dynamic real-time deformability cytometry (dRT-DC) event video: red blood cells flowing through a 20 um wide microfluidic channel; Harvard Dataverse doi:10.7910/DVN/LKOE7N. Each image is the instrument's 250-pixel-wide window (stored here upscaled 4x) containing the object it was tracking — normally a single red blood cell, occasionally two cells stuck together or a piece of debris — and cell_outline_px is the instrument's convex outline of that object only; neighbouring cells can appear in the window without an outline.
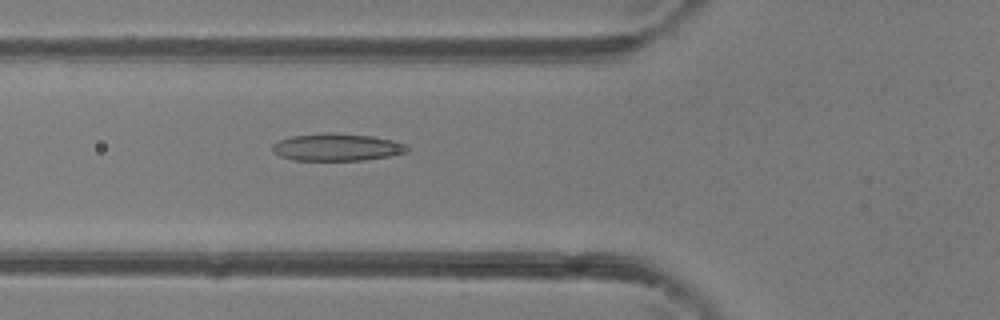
{"species": "common noctule bat (a hibernating species)", "species_latin": "Nyctalus noctula", "temperature_condition": "room temperature", "stored_images_in_passage": 42, "camera_frame_rate_fps": 3000, "um_per_image_px": 0.085, "animal": {"sex": "female"}, "frame": {"image": 1, "passage_image": 13, "time_ms": 4.0, "image_size_px": [1000, 320], "cell_outline_px": [[408, 152], [388, 156], [364, 160], [292, 160], [280, 156], [272, 152], [272, 144], [280, 140], [292, 136], [324, 132], [332, 132], [372, 136], [392, 140], [404, 144], [408, 148]], "centroid_in_image_um": [28.6, 12.51], "position_along_channel_um": 97.2, "area_um2": 21.5}}
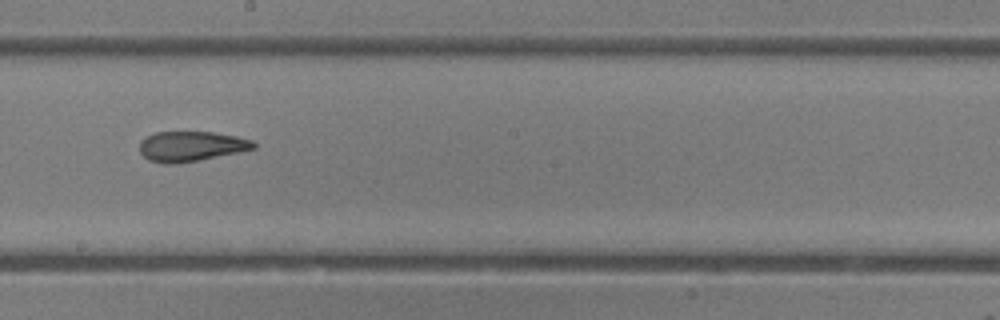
{"frame": {"image": 2, "passage_image": 22, "time_ms": 7.0, "image_size_px": [1000, 320], "cell_outline_px": [[256, 148], [240, 152], [176, 164], [164, 164], [148, 160], [140, 152], [140, 140], [156, 132], [212, 132], [236, 136], [252, 140], [256, 144]], "centroid_in_image_um": [16.24, 12.44], "position_along_channel_um": 232.0, "area_um2": 19.94}}
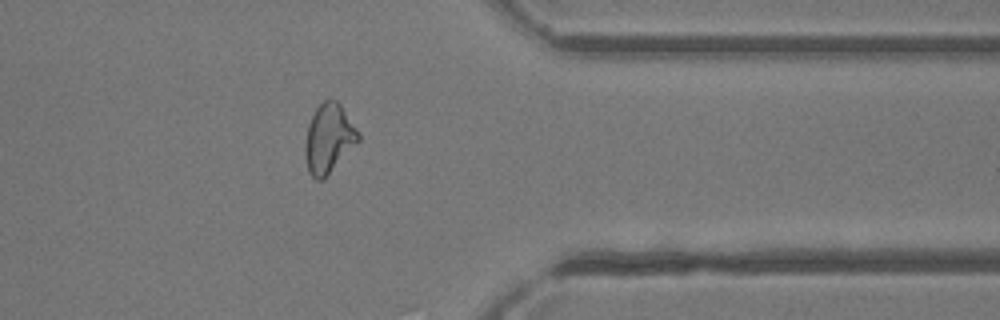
{"frame": {"image": 3, "passage_image": 33, "time_ms": 10.667, "image_size_px": [1000, 320], "cell_outline_px": [[360, 140], [324, 180], [316, 180], [308, 172], [304, 156], [304, 144], [308, 124], [316, 108], [324, 100], [336, 100], [340, 104], [360, 132]], "centroid_in_image_um": [27.94, 11.81], "position_along_channel_um": 383.5, "area_um2": 21.68}}